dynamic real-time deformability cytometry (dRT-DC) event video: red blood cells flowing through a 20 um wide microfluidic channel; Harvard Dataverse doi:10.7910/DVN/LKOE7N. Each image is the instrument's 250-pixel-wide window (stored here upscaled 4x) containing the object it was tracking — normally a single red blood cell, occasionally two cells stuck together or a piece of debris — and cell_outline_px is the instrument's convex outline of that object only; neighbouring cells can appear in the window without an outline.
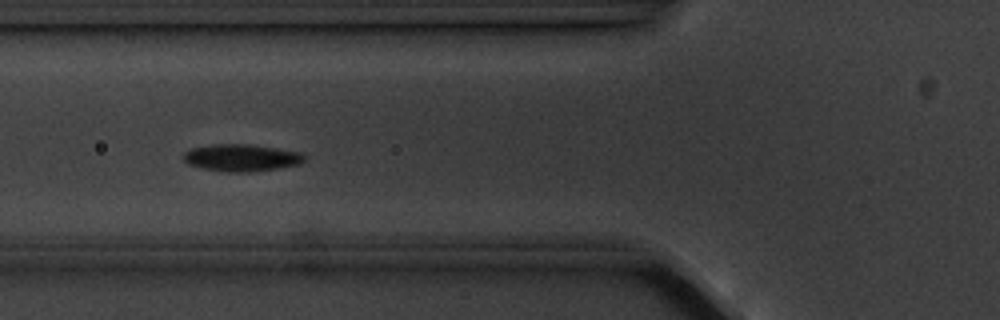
{"species": "common noctule bat (a hibernating species)", "species_latin": "Nyctalus noctula", "temperature_condition": "cold", "stored_images_in_passage": 9, "camera_frame_rate_fps": 3000, "um_per_image_px": 0.085, "animal": {"sex": "male", "body_mass_g": 20.1, "forearm_length_mm": 53.5}, "frame": {"image": 1, "passage_image": 6, "time_ms": 6.667, "image_size_px": [1000, 320], "cell_outline_px": [[304, 160], [296, 164], [276, 168], [252, 172], [228, 172], [204, 168], [188, 164], [180, 156], [184, 152], [192, 148], [212, 144], [248, 144], [276, 148], [300, 152], [304, 156]], "centroid_in_image_um": [20.45, 13.4], "position_along_channel_um": 105.3, "area_um2": 18.9}}
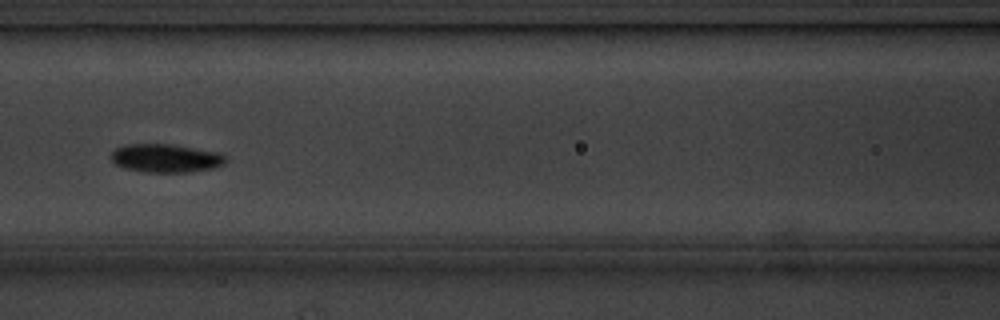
{"frame": {"image": 2, "passage_image": 7, "time_ms": 8.0, "image_size_px": [1000, 320], "cell_outline_px": [[228, 160], [224, 164], [212, 168], [188, 172], [144, 172], [124, 168], [116, 164], [112, 160], [112, 152], [116, 148], [128, 144], [168, 144], [216, 152], [224, 156]], "centroid_in_image_um": [14.07, 13.45], "position_along_channel_um": 152.5, "area_um2": 18.67}}
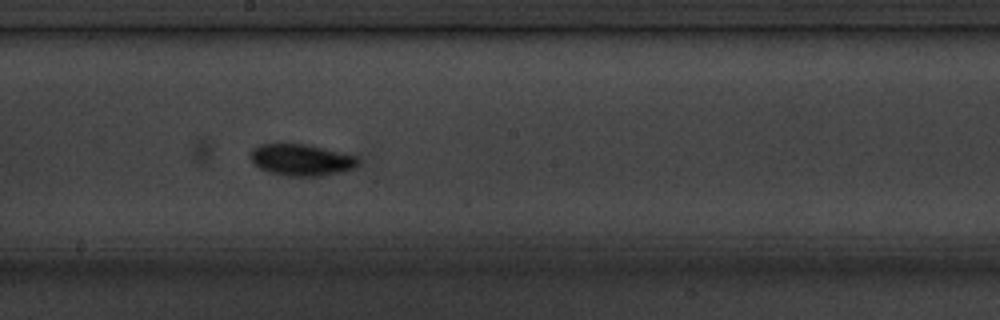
{"frame": {"image": 3, "passage_image": 9, "time_ms": 10.0, "image_size_px": [1000, 320], "cell_outline_px": [[360, 160], [352, 168], [340, 172], [320, 176], [288, 176], [268, 172], [252, 164], [248, 156], [248, 152], [252, 148], [260, 144], [304, 144], [324, 148], [356, 156]], "centroid_in_image_um": [25.52, 13.59], "position_along_channel_um": 222.7, "area_um2": 19.88}}